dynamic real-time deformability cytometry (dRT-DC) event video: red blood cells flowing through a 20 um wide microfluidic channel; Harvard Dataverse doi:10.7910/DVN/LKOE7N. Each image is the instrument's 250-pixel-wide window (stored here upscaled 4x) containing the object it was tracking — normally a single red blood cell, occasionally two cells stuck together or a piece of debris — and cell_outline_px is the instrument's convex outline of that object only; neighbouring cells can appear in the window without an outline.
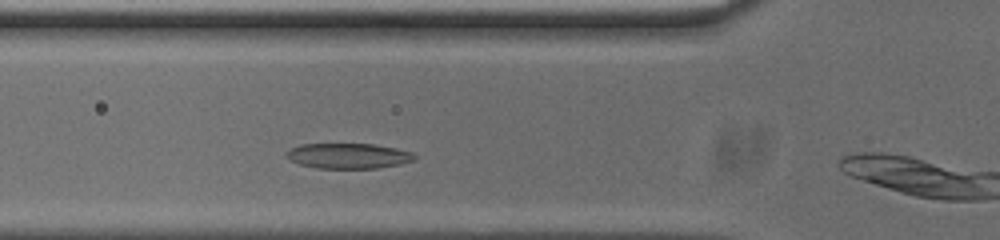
{"species": "common noctule bat (a hibernating species)", "species_latin": "Nyctalus noctula", "temperature_condition": "cold", "stored_images_in_passage": 19, "camera_frame_rate_fps": 3000, "um_per_image_px": 0.085, "animal": {"sex": "male", "body_mass_g": 20.0, "forearm_length_mm": 53.3}, "frame": {"image": 1, "passage_image": 8, "time_ms": 2.333, "image_size_px": [1000, 240], "cell_outline_px": [[416, 156], [412, 160], [400, 164], [376, 168], [316, 168], [300, 164], [288, 160], [284, 156], [292, 148], [300, 144], [372, 144], [396, 148], [412, 152]], "centroid_in_image_um": [29.58, 13.25], "position_along_channel_um": 96.2, "area_um2": 18.79}}
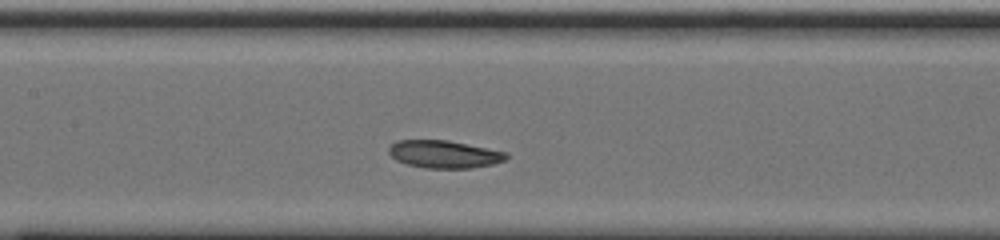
{"frame": {"image": 2, "passage_image": 14, "time_ms": 4.333, "image_size_px": [1000, 240], "cell_outline_px": [[508, 156], [504, 160], [492, 164], [472, 168], [424, 168], [408, 164], [396, 160], [388, 152], [388, 148], [396, 140], [448, 140], [508, 152]], "centroid_in_image_um": [37.75, 13.1], "position_along_channel_um": 169.6, "area_um2": 18.9}}
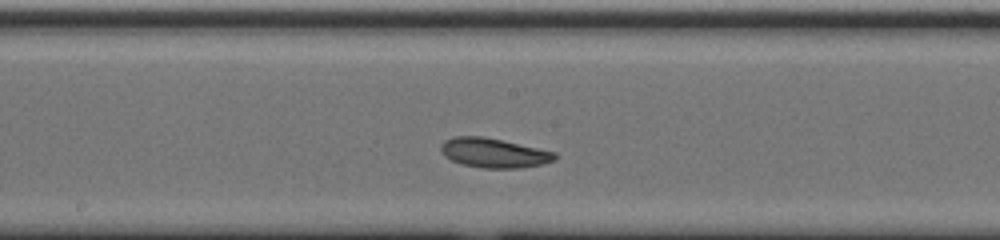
{"frame": {"image": 3, "passage_image": 17, "time_ms": 5.333, "image_size_px": [1000, 240], "cell_outline_px": [[560, 156], [556, 160], [544, 164], [520, 168], [484, 168], [460, 164], [444, 156], [440, 148], [444, 140], [456, 136], [480, 136], [500, 140], [556, 152]], "centroid_in_image_um": [42.01, 13.01], "position_along_channel_um": 206.2, "area_um2": 19.59}}